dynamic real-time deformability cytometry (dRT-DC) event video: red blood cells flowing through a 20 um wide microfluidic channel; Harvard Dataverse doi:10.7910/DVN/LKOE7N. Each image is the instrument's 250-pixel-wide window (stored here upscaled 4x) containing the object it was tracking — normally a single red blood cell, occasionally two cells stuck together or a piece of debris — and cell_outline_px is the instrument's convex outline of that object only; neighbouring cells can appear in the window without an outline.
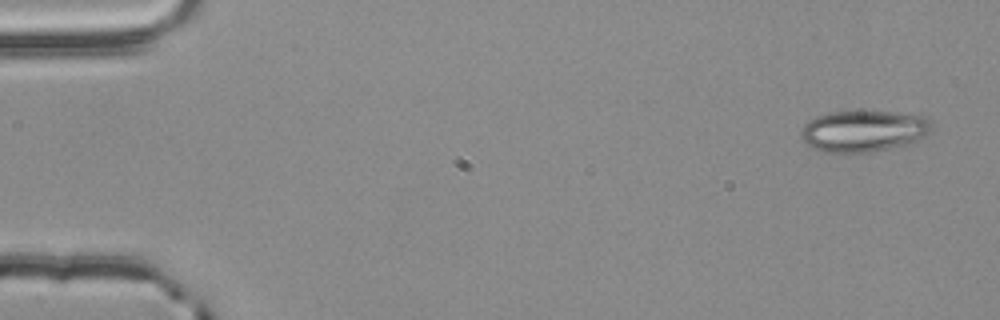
{"species": "common noctule bat (a hibernating species)", "species_latin": "Nyctalus noctula", "temperature_condition": "room temperature", "stored_images_in_passage": 4, "camera_frame_rate_fps": 3000, "um_per_image_px": 0.085, "animal": {"sex": "male", "body_mass_g": 20.4}, "frame": {"image": 1, "passage_image": 1, "time_ms": 0.0, "image_size_px": [1000, 320], "cell_outline_px": [[932, 128], [928, 136], [916, 144], [904, 148], [872, 152], [824, 152], [812, 148], [800, 136], [800, 132], [804, 124], [808, 120], [816, 116], [828, 112], [892, 112], [928, 116], [932, 120]], "centroid_in_image_um": [73.52, 11.16], "position_along_channel_um": 11.5, "area_um2": 32.54}}
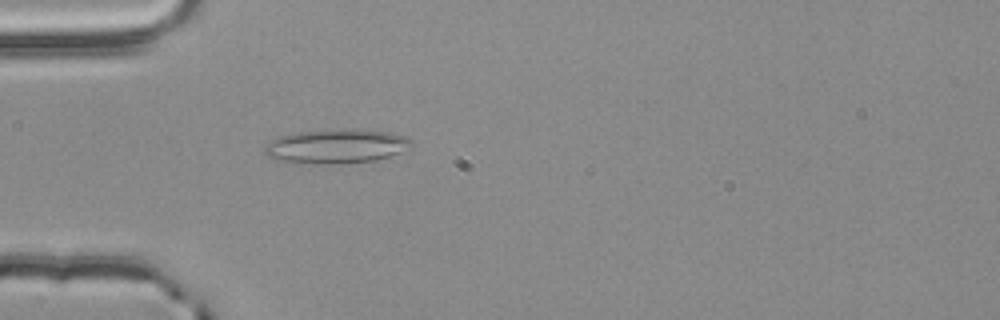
{"frame": {"image": 2, "passage_image": 4, "time_ms": 1.0, "image_size_px": [1000, 320], "cell_outline_px": [[412, 144], [408, 152], [376, 160], [340, 164], [320, 164], [276, 160], [268, 156], [264, 152], [264, 144], [268, 140], [280, 136], [300, 132], [344, 128], [352, 128], [392, 132], [408, 136], [412, 140]], "centroid_in_image_um": [28.66, 12.42], "position_along_channel_um": 56.3, "area_um2": 30.06}}